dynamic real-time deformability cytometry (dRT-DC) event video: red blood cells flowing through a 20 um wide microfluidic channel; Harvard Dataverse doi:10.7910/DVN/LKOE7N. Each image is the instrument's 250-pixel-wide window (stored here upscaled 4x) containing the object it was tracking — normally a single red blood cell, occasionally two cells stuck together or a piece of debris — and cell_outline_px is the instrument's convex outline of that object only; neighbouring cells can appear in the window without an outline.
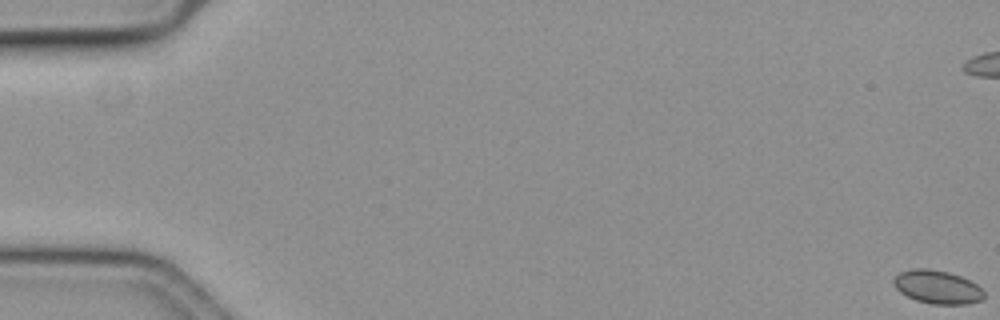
{"species": "common noctule bat (a hibernating species)", "species_latin": "Nyctalus noctula", "temperature_condition": "cold", "stored_images_in_passage": 13, "camera_frame_rate_fps": 3000, "um_per_image_px": 0.085, "animal": {"sex": "female", "body_mass_g": 19.3, "forearm_length_mm": 54.1}, "frame": {"image": 1, "passage_image": 1, "time_ms": 0.0, "image_size_px": [1000, 320], "cell_outline_px": [[984, 296], [980, 300], [968, 304], [932, 304], [916, 300], [900, 292], [892, 284], [892, 280], [900, 272], [912, 268], [928, 268], [948, 272], [960, 276], [976, 284], [984, 292]], "centroid_in_image_um": [79.64, 24.39], "position_along_channel_um": 5.4, "area_um2": 17.51}}